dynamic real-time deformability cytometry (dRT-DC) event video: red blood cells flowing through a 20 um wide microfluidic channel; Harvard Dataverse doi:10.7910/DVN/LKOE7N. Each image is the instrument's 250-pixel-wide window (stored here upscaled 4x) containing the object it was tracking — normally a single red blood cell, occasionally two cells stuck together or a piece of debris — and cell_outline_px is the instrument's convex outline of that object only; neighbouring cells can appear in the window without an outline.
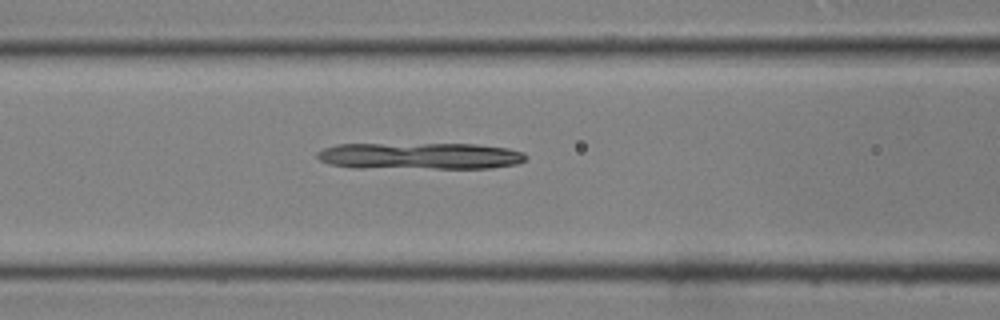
{"species": "common noctule bat (a hibernating species)", "species_latin": "Nyctalus noctula", "temperature_condition": "room temperature", "stored_images_in_passage": 29, "camera_frame_rate_fps": 3000, "um_per_image_px": 0.085, "animal": {"sex": "male", "body_mass_g": 19.0, "forearm_length_mm": 50.8}, "frame": {"image": 1, "passage_image": 5, "time_ms": 1.333, "image_size_px": [1000, 320], "cell_outline_px": [[528, 156], [524, 160], [516, 164], [492, 168], [352, 168], [328, 164], [320, 160], [316, 156], [316, 152], [324, 148], [336, 144], [476, 144], [508, 148], [524, 152]], "centroid_in_image_um": [35.67, 13.26], "position_along_channel_um": 130.9, "area_um2": 32.83}}
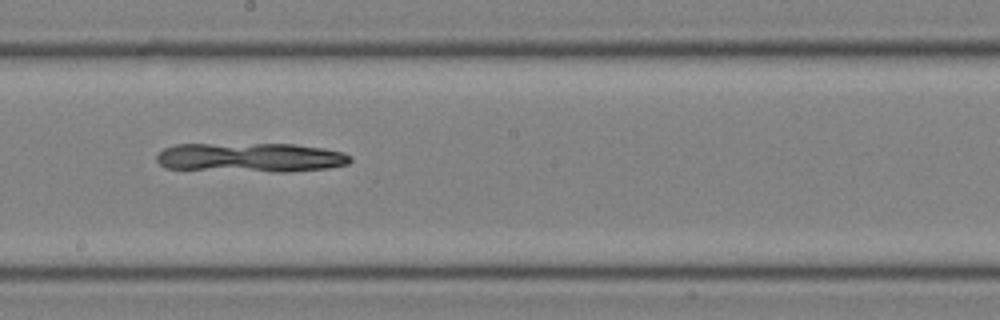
{"frame": {"image": 2, "passage_image": 11, "time_ms": 3.333, "image_size_px": [1000, 320], "cell_outline_px": [[352, 160], [348, 164], [328, 168], [288, 172], [272, 172], [164, 168], [156, 160], [156, 156], [164, 148], [176, 144], [292, 144], [324, 148], [344, 152], [352, 156]], "centroid_in_image_um": [21.33, 13.39], "position_along_channel_um": 226.9, "area_um2": 33.35}}
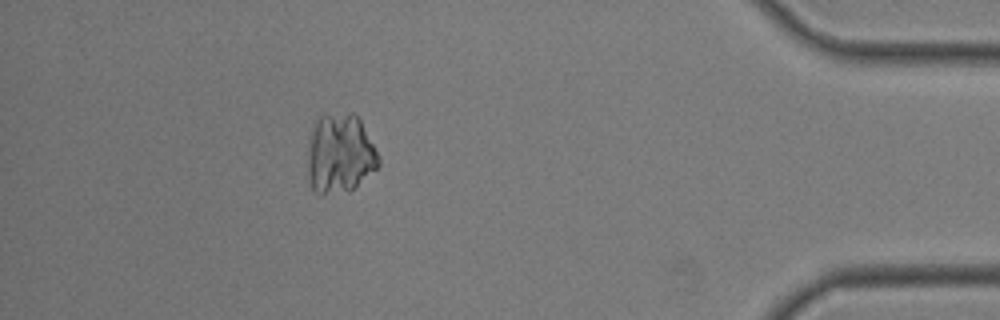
{"frame": {"image": 3, "passage_image": 25, "time_ms": 8.0, "image_size_px": [1000, 320], "cell_outline_px": [[380, 164], [376, 168], [348, 192], [320, 196], [312, 188], [308, 180], [308, 140], [316, 120], [320, 116], [352, 112], [360, 120], [380, 160]], "centroid_in_image_um": [28.85, 13.1], "position_along_channel_um": 406.4, "area_um2": 32.66}}